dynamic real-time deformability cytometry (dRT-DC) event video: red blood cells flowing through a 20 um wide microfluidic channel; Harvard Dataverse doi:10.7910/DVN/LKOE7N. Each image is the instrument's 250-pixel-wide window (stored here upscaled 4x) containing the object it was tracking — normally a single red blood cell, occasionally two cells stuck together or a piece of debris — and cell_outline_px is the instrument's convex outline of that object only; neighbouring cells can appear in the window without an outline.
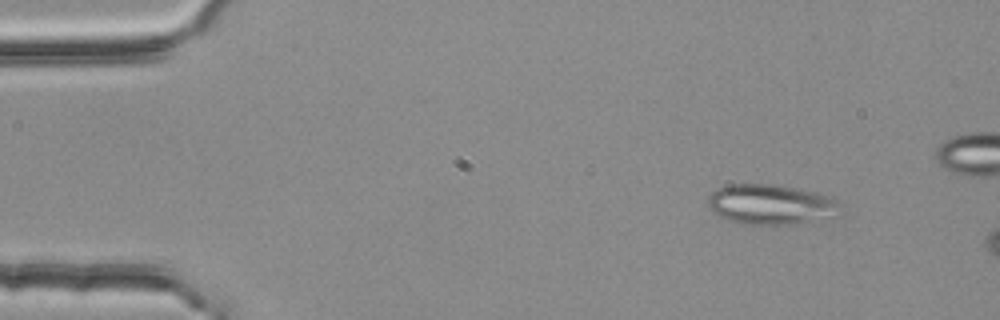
{"species": "common noctule bat (a hibernating species)", "species_latin": "Nyctalus noctula", "temperature_condition": "room temperature", "stored_images_in_passage": 8, "camera_frame_rate_fps": 3000, "um_per_image_px": 0.085, "animal": {"sex": "female", "body_mass_g": 25.1}, "frame": {"image": 1, "passage_image": 1, "time_ms": 0.0, "image_size_px": [1000, 320], "cell_outline_px": [[844, 204], [840, 216], [792, 224], [740, 224], [728, 220], [720, 216], [708, 208], [708, 196], [716, 188], [728, 184], [772, 184], [796, 188], [816, 192], [832, 196], [844, 200]], "centroid_in_image_um": [65.62, 17.37], "position_along_channel_um": 19.4, "area_um2": 31.73}}